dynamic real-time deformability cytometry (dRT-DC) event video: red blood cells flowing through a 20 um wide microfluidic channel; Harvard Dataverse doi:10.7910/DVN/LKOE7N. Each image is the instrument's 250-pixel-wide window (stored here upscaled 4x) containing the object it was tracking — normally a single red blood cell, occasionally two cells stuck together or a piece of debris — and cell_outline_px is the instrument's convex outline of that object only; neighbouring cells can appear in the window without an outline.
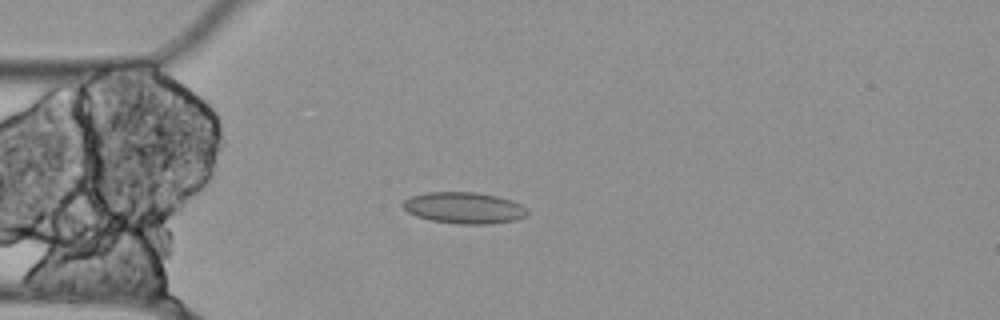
{"species": "Egyptian fruit bat (a non-hibernating species)", "species_latin": "Rousettus aegyptiacus", "temperature_condition": "cold", "stored_images_in_passage": 54, "camera_frame_rate_fps": 3000, "um_per_image_px": 0.085, "animal": {"sex": "female"}, "frame": {"image": 1, "passage_image": 14, "time_ms": 4.333, "image_size_px": [1000, 320], "cell_outline_px": [[528, 216], [516, 220], [488, 224], [460, 224], [432, 220], [416, 216], [408, 212], [400, 204], [404, 200], [412, 196], [428, 192], [476, 192], [496, 196], [512, 200], [528, 208]], "centroid_in_image_um": [39.48, 17.67], "position_along_channel_um": 45.5, "area_um2": 22.83}}
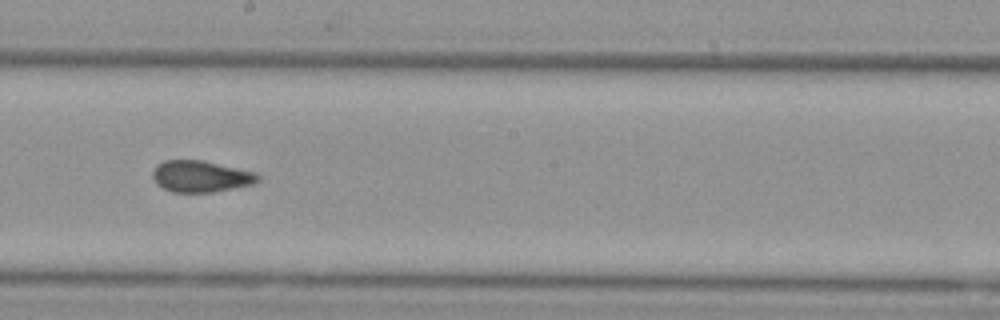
{"frame": {"image": 2, "passage_image": 30, "time_ms": 9.667, "image_size_px": [1000, 320], "cell_outline_px": [[260, 180], [252, 184], [212, 192], [172, 192], [156, 184], [152, 176], [152, 172], [156, 164], [164, 160], [204, 160], [260, 172]], "centroid_in_image_um": [17.09, 14.97], "position_along_channel_um": 231.1, "area_um2": 19.65}}
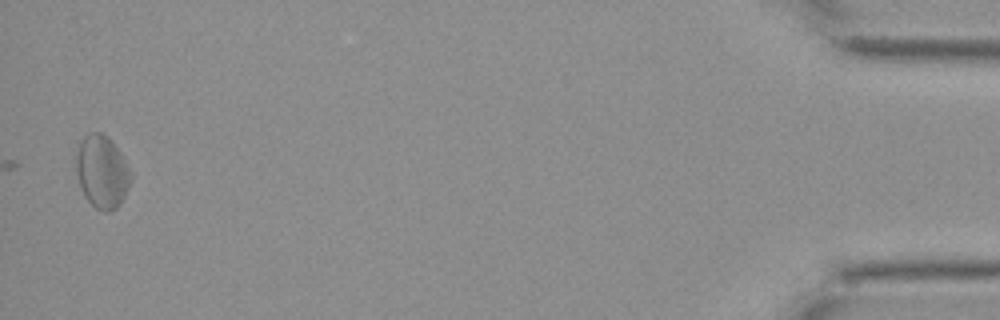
{"frame": {"image": 3, "passage_image": 54, "time_ms": 17.667, "image_size_px": [1000, 320], "cell_outline_px": [[132, 180], [120, 204], [116, 208], [108, 212], [104, 212], [96, 208], [88, 200], [80, 184], [76, 172], [76, 156], [80, 140], [88, 132], [100, 132], [112, 140], [120, 152], [132, 176]], "centroid_in_image_um": [8.67, 14.58], "position_along_channel_um": 426.5, "area_um2": 23.0}, "authors_computed_cell_mechanics": {"area_um2": 20.4034, "velocity_mm_per_s": 3.5535, "shape_relaxation_time_tau1_ms": null, "shape_relaxation_time_tau2_ms": 5.0413, "deformation_change_tau1": null, "deformation_change_tau2": 0.1306}}